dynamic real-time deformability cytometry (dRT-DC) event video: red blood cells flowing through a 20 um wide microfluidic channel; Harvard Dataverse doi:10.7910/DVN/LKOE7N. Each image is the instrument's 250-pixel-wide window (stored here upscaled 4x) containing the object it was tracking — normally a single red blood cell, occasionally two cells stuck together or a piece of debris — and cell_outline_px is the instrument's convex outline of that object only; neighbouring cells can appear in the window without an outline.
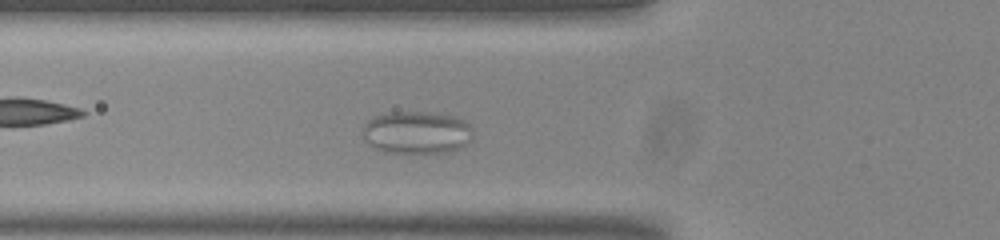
{"species": "common noctule bat (a hibernating species)", "species_latin": "Nyctalus noctula", "temperature_condition": "room temperature", "stored_images_in_passage": 31, "camera_frame_rate_fps": 3000, "um_per_image_px": 0.085, "animal": {"sex": "male", "body_mass_g": 20.0, "forearm_length_mm": 53.3}, "frame": {"image": 1, "passage_image": 4, "time_ms": 1.0, "image_size_px": [1000, 240], "cell_outline_px": [[472, 140], [456, 148], [444, 152], [384, 152], [368, 144], [364, 140], [364, 124], [368, 120], [376, 116], [388, 112], [428, 112], [456, 116], [464, 120], [472, 128]], "centroid_in_image_um": [35.41, 11.24], "position_along_channel_um": 90.4, "area_um2": 27.11}}
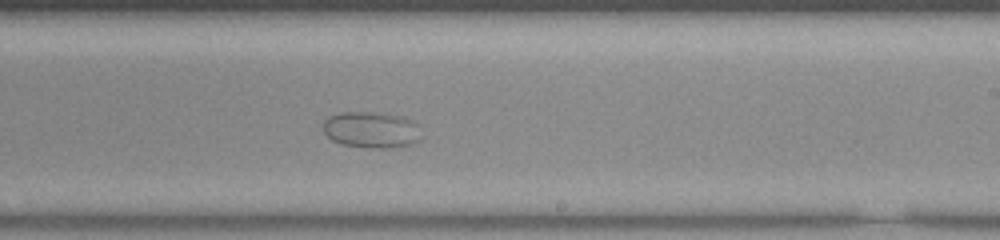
{"frame": {"image": 2, "passage_image": 18, "time_ms": 5.667, "image_size_px": [1000, 240], "cell_outline_px": [[416, 140], [412, 144], [384, 148], [372, 148], [340, 144], [332, 140], [324, 132], [324, 120], [328, 116], [340, 112], [368, 112], [396, 116], [412, 120]], "centroid_in_image_um": [31.41, 11.03], "position_along_channel_um": 257.6, "area_um2": 19.88}}
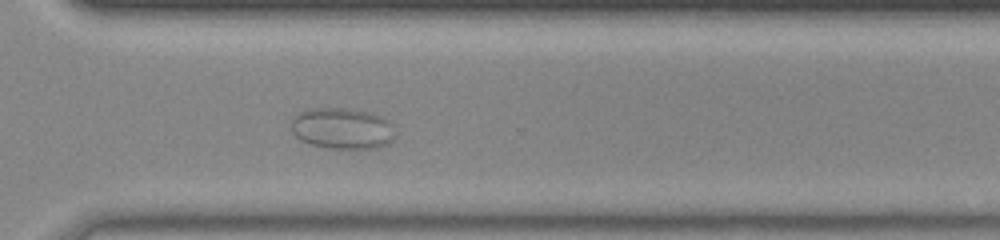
{"frame": {"image": 3, "passage_image": 25, "time_ms": 8.0, "image_size_px": [1000, 240], "cell_outline_px": [[392, 140], [388, 144], [376, 148], [328, 148], [312, 144], [300, 140], [292, 132], [292, 116], [296, 112], [304, 108], [348, 108], [368, 112], [380, 116], [388, 120], [392, 124]], "centroid_in_image_um": [29.03, 10.89], "position_along_channel_um": 341.6, "area_um2": 25.03}}